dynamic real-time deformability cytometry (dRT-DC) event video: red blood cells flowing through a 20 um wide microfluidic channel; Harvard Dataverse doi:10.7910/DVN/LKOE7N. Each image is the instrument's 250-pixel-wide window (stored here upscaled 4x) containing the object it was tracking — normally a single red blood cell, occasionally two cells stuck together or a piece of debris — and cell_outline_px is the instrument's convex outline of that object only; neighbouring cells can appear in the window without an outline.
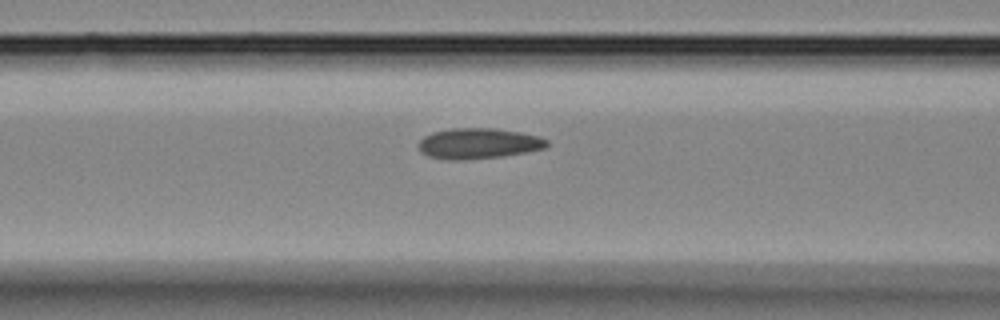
{"species": "Egyptian fruit bat (a non-hibernating species)", "species_latin": "Rousettus aegyptiacus", "temperature_condition": "room temperature", "stored_images_in_passage": 16, "camera_frame_rate_fps": 3000, "um_per_image_px": 0.085, "animal": {"sex": "female"}, "frame": {"image": 1, "passage_image": 12, "time_ms": 3.667, "image_size_px": [1000, 320], "cell_outline_px": [[548, 144], [544, 148], [528, 152], [500, 156], [464, 160], [448, 160], [428, 156], [420, 152], [420, 140], [424, 136], [432, 132], [452, 128], [492, 128], [520, 132], [540, 136], [548, 140]], "centroid_in_image_um": [40.67, 12.19], "position_along_channel_um": 125.9, "area_um2": 22.89}}
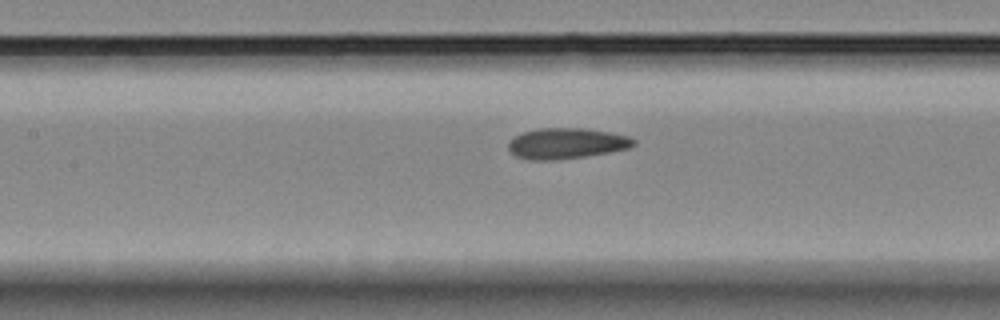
{"frame": {"image": 2, "passage_image": 14, "time_ms": 4.333, "image_size_px": [1000, 320], "cell_outline_px": [[636, 144], [628, 148], [608, 152], [584, 156], [556, 160], [528, 160], [516, 156], [508, 148], [508, 140], [524, 132], [540, 128], [584, 128], [612, 132], [628, 136], [636, 140]], "centroid_in_image_um": [48.15, 12.18], "position_along_channel_um": 159.3, "area_um2": 22.43}}